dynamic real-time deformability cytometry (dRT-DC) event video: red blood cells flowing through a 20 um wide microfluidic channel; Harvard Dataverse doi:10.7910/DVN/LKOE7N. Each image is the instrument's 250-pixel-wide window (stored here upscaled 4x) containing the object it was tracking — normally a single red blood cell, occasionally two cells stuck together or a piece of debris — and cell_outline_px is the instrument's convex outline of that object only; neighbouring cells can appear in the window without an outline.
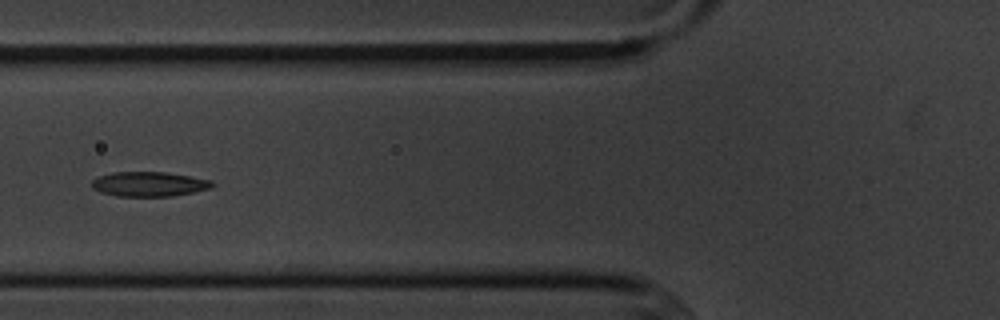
{"species": "common noctule bat (a hibernating species)", "species_latin": "Nyctalus noctula", "temperature_condition": "cold", "stored_images_in_passage": 5, "camera_frame_rate_fps": 3000, "um_per_image_px": 0.085, "animal": {"sex": "male", "body_mass_g": 20.1, "forearm_length_mm": 53.5}, "frame": {"image": 1, "passage_image": 5, "time_ms": 4.667, "image_size_px": [1000, 320], "cell_outline_px": [[216, 184], [212, 188], [172, 196], [116, 196], [100, 192], [92, 188], [92, 180], [96, 176], [112, 172], [164, 172], [212, 180]], "centroid_in_image_um": [12.65, 15.64], "position_along_channel_um": 113.2, "area_um2": 17.4}}